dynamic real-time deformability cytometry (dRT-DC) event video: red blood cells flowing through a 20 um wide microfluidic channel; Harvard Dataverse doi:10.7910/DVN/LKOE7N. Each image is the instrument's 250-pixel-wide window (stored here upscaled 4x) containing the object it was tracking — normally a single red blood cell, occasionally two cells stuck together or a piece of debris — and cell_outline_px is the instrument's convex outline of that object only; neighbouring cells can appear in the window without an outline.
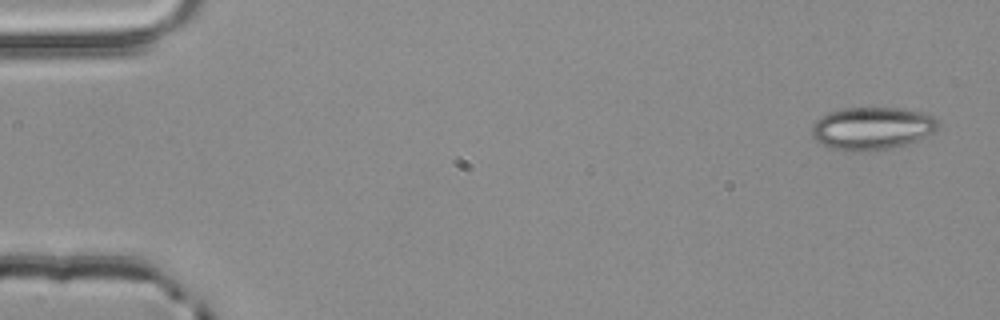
{"species": "common noctule bat (a hibernating species)", "species_latin": "Nyctalus noctula", "temperature_condition": "room temperature", "stored_images_in_passage": 4, "camera_frame_rate_fps": 3000, "um_per_image_px": 0.085, "animal": {"sex": "male", "body_mass_g": 20.4}, "frame": {"image": 1, "passage_image": 1, "time_ms": 0.0, "image_size_px": [1000, 320], "cell_outline_px": [[940, 124], [932, 132], [920, 140], [892, 148], [864, 152], [852, 152], [832, 148], [816, 140], [812, 136], [812, 124], [816, 120], [828, 112], [844, 108], [900, 108], [920, 112], [932, 116]], "centroid_in_image_um": [74.11, 10.92], "position_along_channel_um": 10.9, "area_um2": 31.44}}